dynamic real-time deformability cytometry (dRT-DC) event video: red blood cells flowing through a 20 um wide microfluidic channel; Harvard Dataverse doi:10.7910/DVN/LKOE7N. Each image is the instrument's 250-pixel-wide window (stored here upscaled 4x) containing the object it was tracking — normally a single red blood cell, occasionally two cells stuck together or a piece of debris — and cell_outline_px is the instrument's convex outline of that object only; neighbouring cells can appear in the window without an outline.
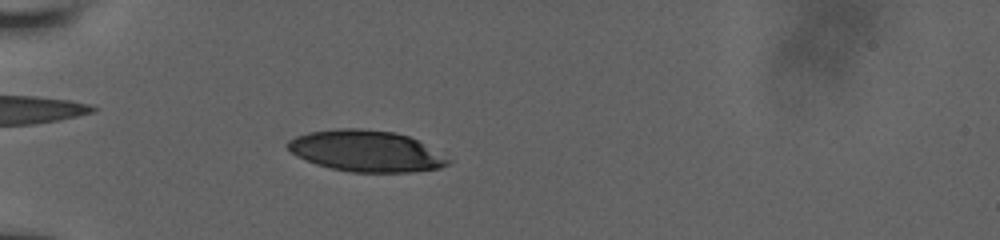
{"species": "human", "species_latin": "Homo sapiens", "temperature_condition": "room temperature", "stored_images_in_passage": 7, "camera_frame_rate_fps": 3000, "um_per_image_px": 0.085, "donor": {"sex": "male"}, "frame": {"image": 1, "passage_image": 3, "time_ms": 1.0, "image_size_px": [1000, 240], "cell_outline_px": [[452, 160], [448, 164], [440, 168], [408, 172], [352, 172], [332, 168], [316, 164], [296, 156], [284, 144], [288, 140], [296, 136], [308, 132], [336, 128], [360, 128], [392, 132], [408, 136], [416, 140]], "centroid_in_image_um": [31.07, 12.83], "position_along_channel_um": 53.9, "area_um2": 38.32}}
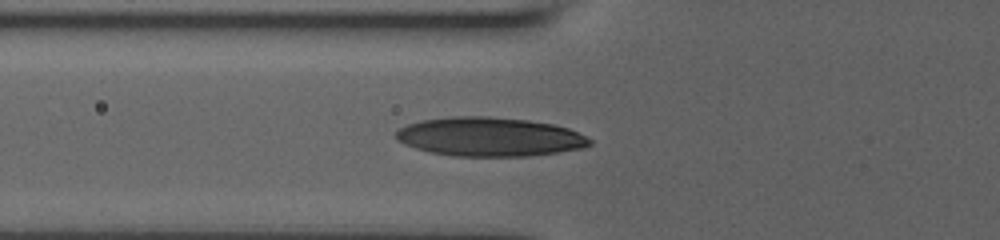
{"frame": {"image": 2, "passage_image": 5, "time_ms": 2.333, "image_size_px": [1000, 240], "cell_outline_px": [[592, 144], [584, 148], [560, 152], [528, 156], [452, 156], [432, 152], [416, 148], [404, 144], [396, 140], [396, 132], [400, 128], [408, 124], [424, 120], [452, 116], [488, 116], [528, 120], [552, 124], [568, 128], [592, 140]], "centroid_in_image_um": [41.63, 11.63], "position_along_channel_um": 84.2, "area_um2": 43.93}}
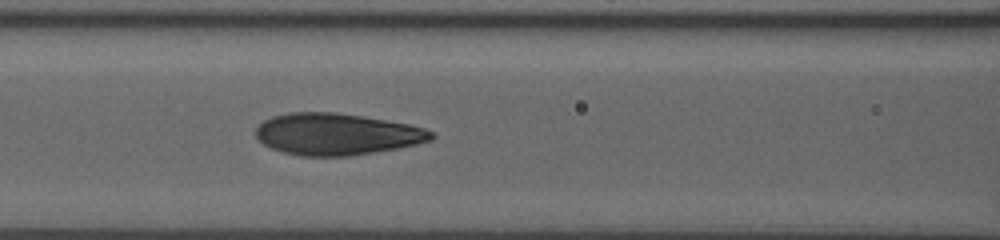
{"frame": {"image": 3, "passage_image": 7, "time_ms": 3.667, "image_size_px": [1000, 240], "cell_outline_px": [[436, 136], [432, 140], [416, 144], [396, 148], [348, 156], [304, 156], [284, 152], [272, 148], [264, 144], [256, 136], [256, 128], [264, 120], [272, 116], [288, 112], [336, 112], [408, 124], [424, 128], [432, 132]], "centroid_in_image_um": [28.6, 11.4], "position_along_channel_um": 138.0, "area_um2": 42.25}}